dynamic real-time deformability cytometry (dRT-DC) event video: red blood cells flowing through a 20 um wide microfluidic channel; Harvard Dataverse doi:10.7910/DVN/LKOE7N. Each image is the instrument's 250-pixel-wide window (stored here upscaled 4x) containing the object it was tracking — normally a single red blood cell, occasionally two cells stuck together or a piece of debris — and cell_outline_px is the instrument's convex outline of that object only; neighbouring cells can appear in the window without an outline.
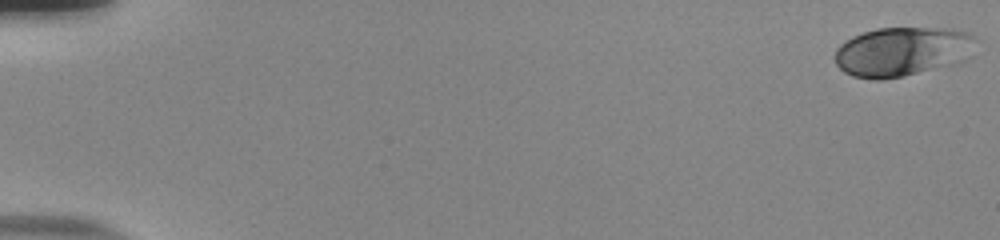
{"species": "human", "species_latin": "Homo sapiens", "temperature_condition": "room temperature", "stored_images_in_passage": 54, "camera_frame_rate_fps": 3000, "um_per_image_px": 0.085, "donor": {"sex": "male"}, "frame": {"image": 1, "passage_image": 1, "time_ms": 0.0, "image_size_px": [1000, 240], "cell_outline_px": [[980, 40], [972, 56], [968, 60], [960, 64], [904, 76], [880, 80], [872, 80], [852, 76], [844, 72], [836, 64], [832, 56], [836, 48], [840, 44], [852, 36], [876, 28], [952, 28], [968, 32], [976, 36]], "centroid_in_image_um": [76.79, 4.39], "position_along_channel_um": 8.2, "area_um2": 41.96}}
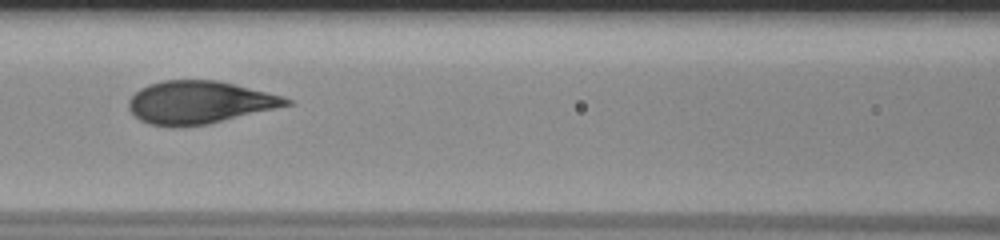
{"frame": {"image": 2, "passage_image": 26, "time_ms": 8.333, "image_size_px": [1000, 240], "cell_outline_px": [[292, 104], [208, 124], [180, 128], [172, 128], [148, 124], [140, 120], [128, 108], [128, 100], [140, 88], [148, 84], [164, 80], [216, 80], [284, 96], [292, 100]], "centroid_in_image_um": [16.9, 8.72], "position_along_channel_um": 149.7, "area_um2": 39.3}}
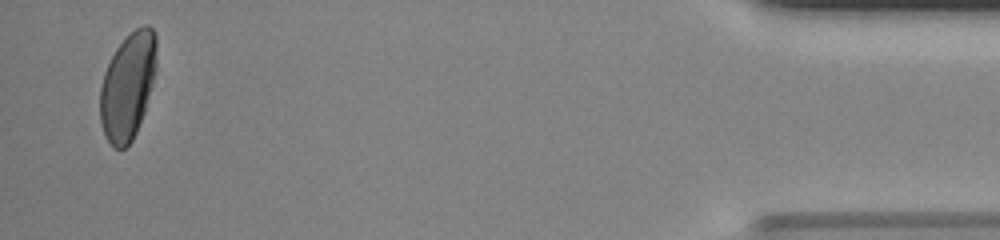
{"frame": {"image": 3, "passage_image": 53, "time_ms": 17.333, "image_size_px": [1000, 240], "cell_outline_px": [[156, 68], [152, 84], [144, 112], [136, 132], [132, 140], [124, 148], [112, 148], [104, 136], [100, 124], [100, 88], [104, 72], [116, 48], [136, 28], [144, 24], [148, 24], [152, 28], [156, 36]], "centroid_in_image_um": [10.85, 7.34], "position_along_channel_um": 424.4, "area_um2": 35.08}, "authors_computed_cell_mechanics": {"area_um2": 39.1306, "velocity_mm_per_s": 3.8671, "shape_relaxation_time_tau1_ms": 3.9122, "shape_relaxation_time_tau2_ms": null, "deformation_change_tau1": 0.1819, "deformation_change_tau2": null}}